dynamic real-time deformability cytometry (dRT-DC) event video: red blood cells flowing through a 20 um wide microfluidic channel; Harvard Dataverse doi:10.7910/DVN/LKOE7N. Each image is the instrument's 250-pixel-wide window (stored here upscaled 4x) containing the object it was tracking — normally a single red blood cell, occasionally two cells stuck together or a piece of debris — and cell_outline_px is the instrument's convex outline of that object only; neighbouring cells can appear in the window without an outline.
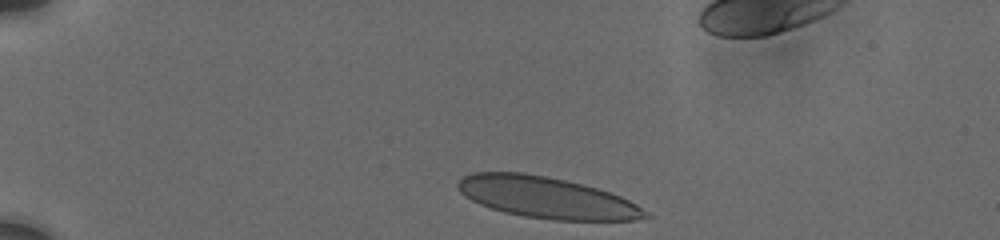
{"species": "human", "species_latin": "Homo sapiens", "temperature_condition": "cold", "stored_images_in_passage": 31, "camera_frame_rate_fps": 3000, "um_per_image_px": 0.085, "donor": {"sex": "male"}, "frame": {"image": 1, "passage_image": 1, "time_ms": 0.0, "image_size_px": [1000, 240], "cell_outline_px": [[652, 216], [636, 220], [552, 220], [524, 216], [504, 212], [480, 204], [464, 196], [456, 188], [456, 184], [464, 176], [472, 172], [524, 172], [564, 180], [596, 188], [620, 196], [636, 204], [648, 212]], "centroid_in_image_um": [46.44, 16.79], "position_along_channel_um": 38.6, "area_um2": 44.91}}
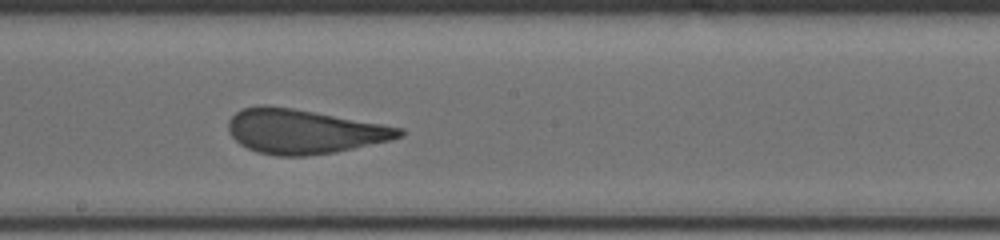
{"frame": {"image": 2, "passage_image": 19, "time_ms": 6.667, "image_size_px": [1000, 240], "cell_outline_px": [[404, 136], [388, 140], [336, 152], [308, 156], [276, 156], [256, 152], [240, 144], [228, 132], [228, 120], [240, 108], [264, 104], [292, 108], [404, 128]], "centroid_in_image_um": [25.78, 11.17], "position_along_channel_um": 222.4, "area_um2": 44.16}}
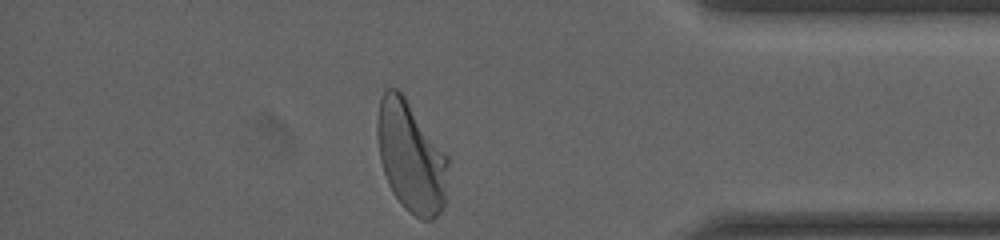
{"frame": {"image": 3, "passage_image": 31, "time_ms": 12.0, "image_size_px": [1000, 240], "cell_outline_px": [[448, 160], [444, 204], [440, 212], [432, 220], [424, 220], [408, 212], [400, 204], [392, 192], [388, 184], [380, 160], [376, 136], [376, 120], [380, 100], [384, 88], [396, 88], [404, 96], [448, 156]], "centroid_in_image_um": [34.89, 13.34], "position_along_channel_um": 400.3, "area_um2": 45.66}, "authors_computed_cell_mechanics": {"area_um2": 44.795, "velocity_mm_per_s": 3.7357, "shape_relaxation_time_tau1_ms": 6.9013, "shape_relaxation_time_tau2_ms": null, "deformation_change_tau1": 0.1964, "deformation_change_tau2": null}}